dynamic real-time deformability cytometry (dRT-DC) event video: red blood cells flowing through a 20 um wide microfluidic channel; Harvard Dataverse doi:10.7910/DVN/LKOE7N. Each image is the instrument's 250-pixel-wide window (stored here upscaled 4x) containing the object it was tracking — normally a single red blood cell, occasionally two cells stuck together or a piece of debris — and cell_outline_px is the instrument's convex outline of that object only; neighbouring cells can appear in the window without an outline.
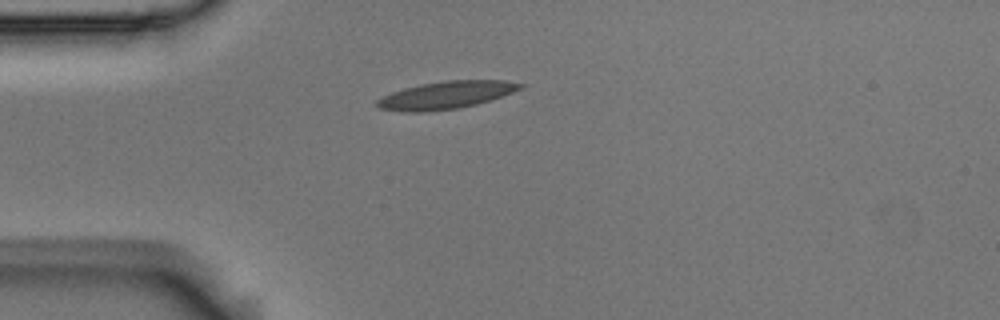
{"species": "Egyptian fruit bat (a non-hibernating species)", "species_latin": "Rousettus aegyptiacus", "temperature_condition": "room temperature", "stored_images_in_passage": 1, "camera_frame_rate_fps": 3000, "um_per_image_px": 0.085, "animal": {"sex": "male"}, "frame": {"image": 1, "passage_image": 1, "time_ms": 0.0, "image_size_px": [1000, 320], "cell_outline_px": [[524, 88], [476, 104], [460, 108], [424, 112], [408, 112], [380, 108], [376, 104], [376, 100], [392, 92], [404, 88], [444, 80], [504, 80], [524, 84]], "centroid_in_image_um": [37.92, 8.08], "position_along_channel_um": 47.1, "area_um2": 22.72}}